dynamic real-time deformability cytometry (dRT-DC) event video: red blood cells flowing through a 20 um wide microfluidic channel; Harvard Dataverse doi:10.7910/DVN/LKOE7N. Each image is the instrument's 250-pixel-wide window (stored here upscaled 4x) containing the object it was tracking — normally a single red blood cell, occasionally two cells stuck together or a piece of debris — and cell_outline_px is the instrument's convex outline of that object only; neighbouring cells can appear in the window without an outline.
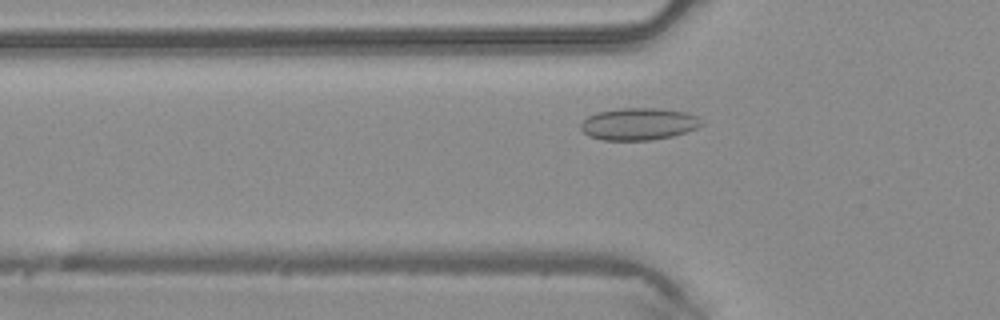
{"species": "common noctule bat (a hibernating species)", "species_latin": "Nyctalus noctula", "temperature_condition": "warm", "stored_images_in_passage": 42, "camera_frame_rate_fps": 3000, "um_per_image_px": 0.085, "animal": {"sex": "male", "body_mass_g": 20.4}, "frame": {"image": 1, "passage_image": 10, "time_ms": 3.0, "image_size_px": [1000, 320], "cell_outline_px": [[704, 124], [696, 128], [672, 136], [652, 140], [604, 140], [588, 136], [580, 128], [580, 124], [588, 116], [596, 112], [620, 108], [660, 108], [688, 112], [696, 116]], "centroid_in_image_um": [54.28, 10.53], "position_along_channel_um": 71.5, "area_um2": 22.66}}
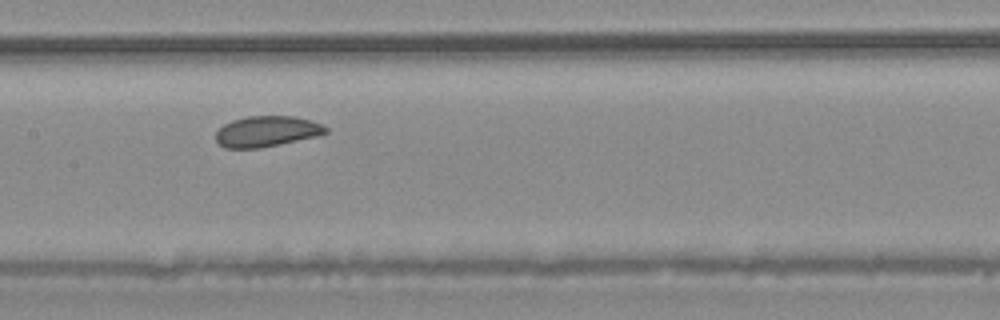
{"frame": {"image": 2, "passage_image": 18, "time_ms": 5.667, "image_size_px": [1000, 320], "cell_outline_px": [[328, 132], [316, 136], [260, 148], [224, 148], [216, 140], [216, 132], [224, 124], [232, 120], [248, 116], [296, 116], [320, 124], [328, 128]], "centroid_in_image_um": [22.65, 11.16], "position_along_channel_um": 184.8, "area_um2": 19.48}}
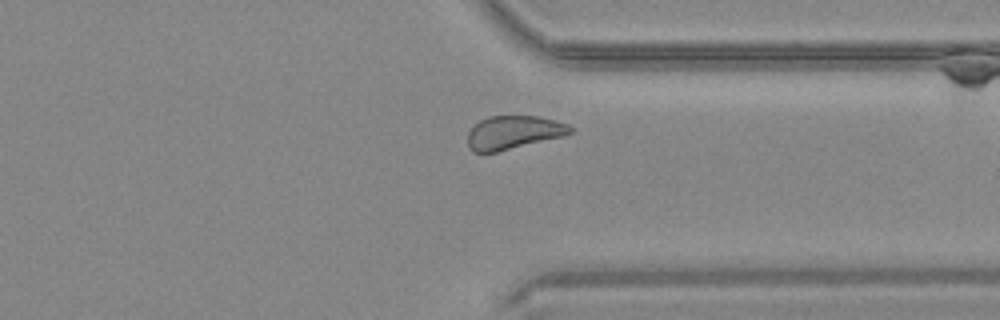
{"frame": {"image": 3, "passage_image": 31, "time_ms": 10.0, "image_size_px": [1000, 320], "cell_outline_px": [[576, 128], [572, 132], [564, 136], [496, 152], [472, 152], [468, 148], [468, 132], [480, 120], [488, 116], [536, 116], [556, 120], [568, 124]], "centroid_in_image_um": [43.67, 11.26], "position_along_channel_um": 367.7, "area_um2": 20.06}}